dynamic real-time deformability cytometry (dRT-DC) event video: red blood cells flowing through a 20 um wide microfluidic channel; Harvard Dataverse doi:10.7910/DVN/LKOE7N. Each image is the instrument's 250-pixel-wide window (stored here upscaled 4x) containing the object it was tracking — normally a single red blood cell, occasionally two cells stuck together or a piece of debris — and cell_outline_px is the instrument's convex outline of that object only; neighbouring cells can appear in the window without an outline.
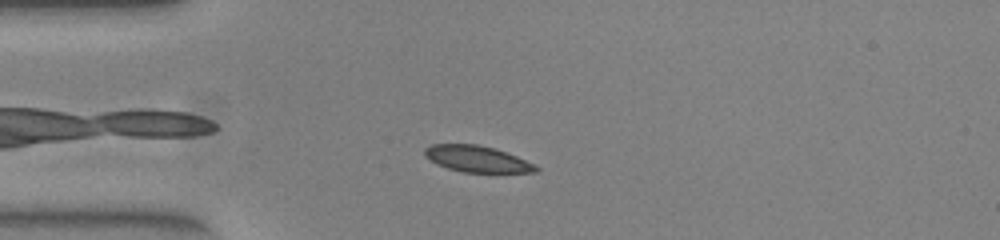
{"species": "common noctule bat (a hibernating species)", "species_latin": "Nyctalus noctula", "temperature_condition": "warm", "stored_images_in_passage": 40, "camera_frame_rate_fps": 3000, "um_per_image_px": 0.085, "animal": {"sex": "female", "body_mass_g": 23.0, "forearm_length_mm": 53.4}, "frame": {"image": 1, "passage_image": 1, "time_ms": 0.0, "image_size_px": [1000, 240], "cell_outline_px": [[540, 168], [536, 172], [464, 172], [448, 168], [436, 164], [424, 156], [424, 148], [432, 144], [476, 144], [496, 148], [536, 164]], "centroid_in_image_um": [40.55, 13.5], "position_along_channel_um": 44.5, "area_um2": 17.11}}
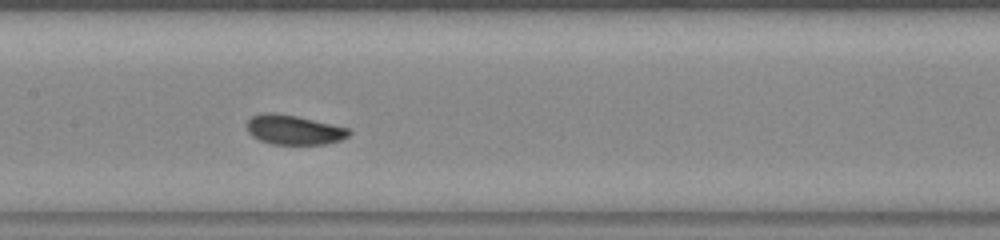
{"frame": {"image": 2, "passage_image": 13, "time_ms": 4.0, "image_size_px": [1000, 240], "cell_outline_px": [[352, 132], [348, 136], [340, 140], [324, 144], [272, 144], [260, 140], [252, 136], [248, 132], [248, 120], [252, 116], [264, 112], [272, 112], [296, 116], [352, 128]], "centroid_in_image_um": [25.01, 11.03], "position_along_channel_um": 182.4, "area_um2": 17.63}}
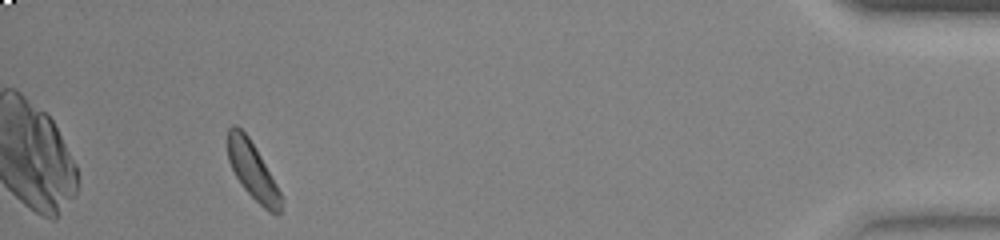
{"frame": {"image": 3, "passage_image": 36, "time_ms": 11.667, "image_size_px": [1000, 240], "cell_outline_px": [[284, 200], [280, 212], [276, 216], [268, 212], [240, 184], [228, 160], [228, 128], [232, 124], [236, 124], [248, 136], [256, 148], [276, 184]], "centroid_in_image_um": [21.49, 14.53], "position_along_channel_um": 413.7, "area_um2": 17.69}, "authors_computed_cell_mechanics": {"area_um2": 17.8602, "velocity_mm_per_s": 3.9176, "shape_relaxation_time_tau1_ms": 2.03, "shape_relaxation_time_tau2_ms": null, "deformation_change_tau1": 0.1023, "deformation_change_tau2": null}}